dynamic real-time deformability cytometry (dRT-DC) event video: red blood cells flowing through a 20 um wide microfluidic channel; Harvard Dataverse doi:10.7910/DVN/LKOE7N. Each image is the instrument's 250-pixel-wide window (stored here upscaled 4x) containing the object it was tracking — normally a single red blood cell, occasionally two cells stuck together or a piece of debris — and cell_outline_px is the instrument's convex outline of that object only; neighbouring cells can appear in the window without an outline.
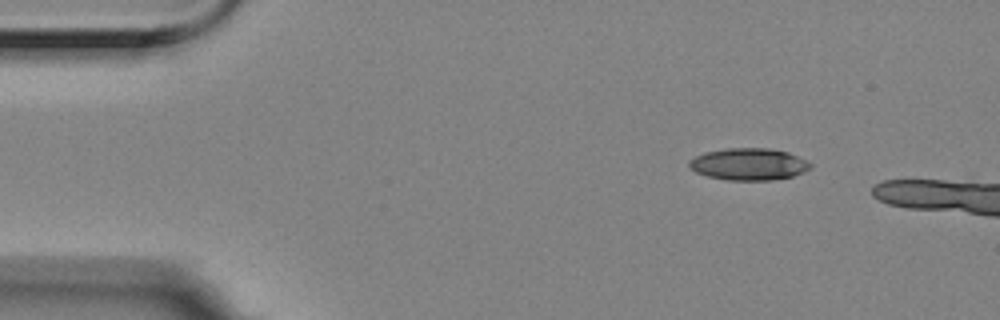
{"species": "Egyptian fruit bat (a non-hibernating species)", "species_latin": "Rousettus aegyptiacus", "temperature_condition": "room temperature", "stored_images_in_passage": 3, "camera_frame_rate_fps": 3000, "um_per_image_px": 0.085, "animal": {"sex": "female"}, "frame": {"image": 1, "passage_image": 1, "time_ms": 0.0, "image_size_px": [1000, 320], "cell_outline_px": [[812, 168], [804, 172], [792, 176], [772, 180], [728, 180], [708, 176], [696, 172], [688, 164], [688, 160], [704, 152], [728, 148], [768, 148], [788, 152], [812, 164]], "centroid_in_image_um": [63.64, 13.95], "position_along_channel_um": 21.4, "area_um2": 22.48}}